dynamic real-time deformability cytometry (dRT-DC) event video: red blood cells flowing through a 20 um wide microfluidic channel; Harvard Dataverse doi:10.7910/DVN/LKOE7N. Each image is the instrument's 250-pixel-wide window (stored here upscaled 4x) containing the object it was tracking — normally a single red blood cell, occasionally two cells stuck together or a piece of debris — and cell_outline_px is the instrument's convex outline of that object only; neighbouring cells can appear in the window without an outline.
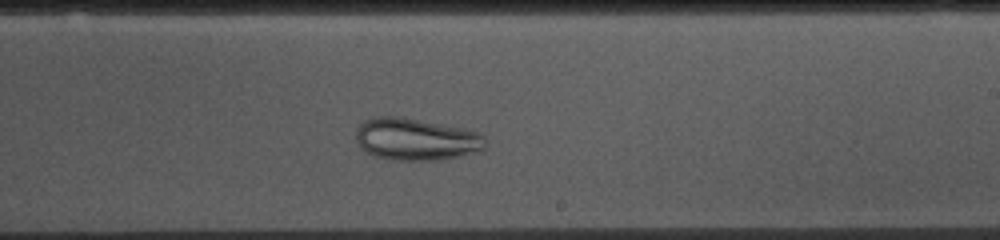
{"species": "common noctule bat (a hibernating species)", "species_latin": "Nyctalus noctula", "temperature_condition": "cold", "stored_images_in_passage": 36, "camera_frame_rate_fps": 3000, "um_per_image_px": 0.085, "animal": {"sex": "female", "body_mass_g": 10.0, "forearm_length_mm": 53.1}, "frame": {"image": 1, "passage_image": 23, "time_ms": 7.333, "image_size_px": [1000, 240], "cell_outline_px": [[484, 148], [460, 156], [440, 160], [388, 160], [372, 156], [360, 148], [356, 140], [356, 132], [360, 124], [364, 120], [372, 116], [396, 116], [440, 124], [480, 132], [484, 136]], "centroid_in_image_um": [35.28, 11.85], "position_along_channel_um": 253.7, "area_um2": 31.73}}
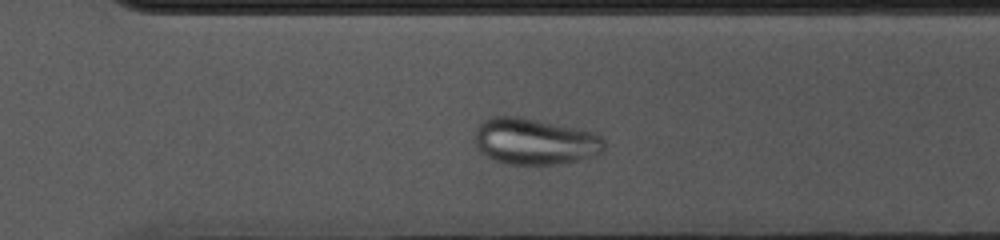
{"frame": {"image": 2, "passage_image": 29, "time_ms": 9.333, "image_size_px": [1000, 240], "cell_outline_px": [[604, 148], [600, 152], [576, 160], [560, 164], [508, 164], [496, 160], [488, 156], [476, 144], [476, 132], [480, 124], [488, 116], [520, 116], [592, 132], [600, 136], [604, 140]], "centroid_in_image_um": [45.44, 12.0], "position_along_channel_um": 325.2, "area_um2": 34.22}}
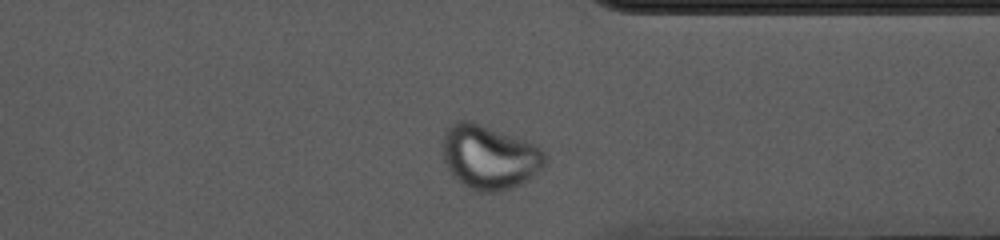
{"frame": {"image": 3, "passage_image": 33, "time_ms": 10.667, "image_size_px": [1000, 240], "cell_outline_px": [[544, 168], [528, 180], [520, 184], [500, 192], [480, 192], [468, 188], [456, 180], [448, 168], [444, 160], [444, 132], [456, 120], [472, 120], [536, 144], [544, 148]], "centroid_in_image_um": [41.62, 13.35], "position_along_channel_um": 369.8, "area_um2": 38.49}}